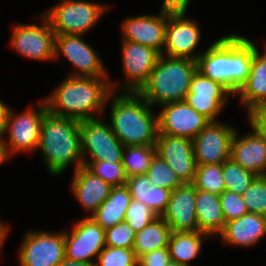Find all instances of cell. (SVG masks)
Listing matches in <instances>:
<instances>
[{
  "instance_id": "obj_1",
  "label": "cell",
  "mask_w": 266,
  "mask_h": 266,
  "mask_svg": "<svg viewBox=\"0 0 266 266\" xmlns=\"http://www.w3.org/2000/svg\"><path fill=\"white\" fill-rule=\"evenodd\" d=\"M116 84L108 77L67 76L45 98L48 111L79 121L99 118L109 102L108 96L116 91Z\"/></svg>"
},
{
  "instance_id": "obj_2",
  "label": "cell",
  "mask_w": 266,
  "mask_h": 266,
  "mask_svg": "<svg viewBox=\"0 0 266 266\" xmlns=\"http://www.w3.org/2000/svg\"><path fill=\"white\" fill-rule=\"evenodd\" d=\"M254 50V42L244 36H222L200 54L198 71L225 85L234 96L247 80Z\"/></svg>"
},
{
  "instance_id": "obj_3",
  "label": "cell",
  "mask_w": 266,
  "mask_h": 266,
  "mask_svg": "<svg viewBox=\"0 0 266 266\" xmlns=\"http://www.w3.org/2000/svg\"><path fill=\"white\" fill-rule=\"evenodd\" d=\"M107 100H111V129L124 146H156L158 115L138 92L112 91Z\"/></svg>"
},
{
  "instance_id": "obj_4",
  "label": "cell",
  "mask_w": 266,
  "mask_h": 266,
  "mask_svg": "<svg viewBox=\"0 0 266 266\" xmlns=\"http://www.w3.org/2000/svg\"><path fill=\"white\" fill-rule=\"evenodd\" d=\"M37 150L42 152L47 171L51 175H60L72 163L76 171L83 166L80 121L48 111L41 124Z\"/></svg>"
},
{
  "instance_id": "obj_5",
  "label": "cell",
  "mask_w": 266,
  "mask_h": 266,
  "mask_svg": "<svg viewBox=\"0 0 266 266\" xmlns=\"http://www.w3.org/2000/svg\"><path fill=\"white\" fill-rule=\"evenodd\" d=\"M198 70L197 61L161 54L148 82L138 92L151 106L184 101Z\"/></svg>"
},
{
  "instance_id": "obj_6",
  "label": "cell",
  "mask_w": 266,
  "mask_h": 266,
  "mask_svg": "<svg viewBox=\"0 0 266 266\" xmlns=\"http://www.w3.org/2000/svg\"><path fill=\"white\" fill-rule=\"evenodd\" d=\"M48 112L45 99L40 100L35 108H28L19 114L8 107L5 115L2 142L5 155L9 160L12 154L37 151L40 141V129L44 115ZM8 133V140L4 134Z\"/></svg>"
},
{
  "instance_id": "obj_7",
  "label": "cell",
  "mask_w": 266,
  "mask_h": 266,
  "mask_svg": "<svg viewBox=\"0 0 266 266\" xmlns=\"http://www.w3.org/2000/svg\"><path fill=\"white\" fill-rule=\"evenodd\" d=\"M107 5L83 0H62L43 14L55 35H84L108 10Z\"/></svg>"
},
{
  "instance_id": "obj_8",
  "label": "cell",
  "mask_w": 266,
  "mask_h": 266,
  "mask_svg": "<svg viewBox=\"0 0 266 266\" xmlns=\"http://www.w3.org/2000/svg\"><path fill=\"white\" fill-rule=\"evenodd\" d=\"M82 160L122 163L124 145L100 117L80 121ZM89 154V157L84 158Z\"/></svg>"
},
{
  "instance_id": "obj_9",
  "label": "cell",
  "mask_w": 266,
  "mask_h": 266,
  "mask_svg": "<svg viewBox=\"0 0 266 266\" xmlns=\"http://www.w3.org/2000/svg\"><path fill=\"white\" fill-rule=\"evenodd\" d=\"M43 26L37 24H17L12 30L10 45L23 57L35 61L55 59L56 35L47 17L42 13Z\"/></svg>"
},
{
  "instance_id": "obj_10",
  "label": "cell",
  "mask_w": 266,
  "mask_h": 266,
  "mask_svg": "<svg viewBox=\"0 0 266 266\" xmlns=\"http://www.w3.org/2000/svg\"><path fill=\"white\" fill-rule=\"evenodd\" d=\"M65 259L64 230L26 233L19 250L20 266H58Z\"/></svg>"
},
{
  "instance_id": "obj_11",
  "label": "cell",
  "mask_w": 266,
  "mask_h": 266,
  "mask_svg": "<svg viewBox=\"0 0 266 266\" xmlns=\"http://www.w3.org/2000/svg\"><path fill=\"white\" fill-rule=\"evenodd\" d=\"M71 231L64 230L65 258L95 264L93 259H97L106 247L105 229L92 217L85 216L74 224Z\"/></svg>"
},
{
  "instance_id": "obj_12",
  "label": "cell",
  "mask_w": 266,
  "mask_h": 266,
  "mask_svg": "<svg viewBox=\"0 0 266 266\" xmlns=\"http://www.w3.org/2000/svg\"><path fill=\"white\" fill-rule=\"evenodd\" d=\"M236 129L228 124L210 121L193 139L197 165L223 164L231 159V143Z\"/></svg>"
},
{
  "instance_id": "obj_13",
  "label": "cell",
  "mask_w": 266,
  "mask_h": 266,
  "mask_svg": "<svg viewBox=\"0 0 266 266\" xmlns=\"http://www.w3.org/2000/svg\"><path fill=\"white\" fill-rule=\"evenodd\" d=\"M82 35H56L55 59L60 53L77 70L68 76L74 77H108L103 61L82 38Z\"/></svg>"
},
{
  "instance_id": "obj_14",
  "label": "cell",
  "mask_w": 266,
  "mask_h": 266,
  "mask_svg": "<svg viewBox=\"0 0 266 266\" xmlns=\"http://www.w3.org/2000/svg\"><path fill=\"white\" fill-rule=\"evenodd\" d=\"M163 106V107H162ZM158 114V133L187 137L195 136L210 122L201 113L189 106L186 101H177L163 104Z\"/></svg>"
},
{
  "instance_id": "obj_15",
  "label": "cell",
  "mask_w": 266,
  "mask_h": 266,
  "mask_svg": "<svg viewBox=\"0 0 266 266\" xmlns=\"http://www.w3.org/2000/svg\"><path fill=\"white\" fill-rule=\"evenodd\" d=\"M121 49L122 68L128 79L123 85L124 91L139 92L148 82L161 53L152 47L126 40H122Z\"/></svg>"
},
{
  "instance_id": "obj_16",
  "label": "cell",
  "mask_w": 266,
  "mask_h": 266,
  "mask_svg": "<svg viewBox=\"0 0 266 266\" xmlns=\"http://www.w3.org/2000/svg\"><path fill=\"white\" fill-rule=\"evenodd\" d=\"M233 93L222 83L196 71L190 83L186 103L210 121H217L228 96Z\"/></svg>"
},
{
  "instance_id": "obj_17",
  "label": "cell",
  "mask_w": 266,
  "mask_h": 266,
  "mask_svg": "<svg viewBox=\"0 0 266 266\" xmlns=\"http://www.w3.org/2000/svg\"><path fill=\"white\" fill-rule=\"evenodd\" d=\"M186 15H168L163 55L190 58L197 61L201 53L195 54L201 40V29L196 20ZM165 53V54H164Z\"/></svg>"
},
{
  "instance_id": "obj_18",
  "label": "cell",
  "mask_w": 266,
  "mask_h": 266,
  "mask_svg": "<svg viewBox=\"0 0 266 266\" xmlns=\"http://www.w3.org/2000/svg\"><path fill=\"white\" fill-rule=\"evenodd\" d=\"M156 149L157 154L174 170L182 183L194 182L197 163L192 139L158 133Z\"/></svg>"
},
{
  "instance_id": "obj_19",
  "label": "cell",
  "mask_w": 266,
  "mask_h": 266,
  "mask_svg": "<svg viewBox=\"0 0 266 266\" xmlns=\"http://www.w3.org/2000/svg\"><path fill=\"white\" fill-rule=\"evenodd\" d=\"M171 232L198 231L196 217V187L183 183L171 192L169 204L161 216Z\"/></svg>"
},
{
  "instance_id": "obj_20",
  "label": "cell",
  "mask_w": 266,
  "mask_h": 266,
  "mask_svg": "<svg viewBox=\"0 0 266 266\" xmlns=\"http://www.w3.org/2000/svg\"><path fill=\"white\" fill-rule=\"evenodd\" d=\"M168 15H138L127 17L121 24L123 40L152 47L161 54L164 51Z\"/></svg>"
},
{
  "instance_id": "obj_21",
  "label": "cell",
  "mask_w": 266,
  "mask_h": 266,
  "mask_svg": "<svg viewBox=\"0 0 266 266\" xmlns=\"http://www.w3.org/2000/svg\"><path fill=\"white\" fill-rule=\"evenodd\" d=\"M250 127L252 132L242 137L236 130L231 143V159L257 176H266V144L262 135Z\"/></svg>"
},
{
  "instance_id": "obj_22",
  "label": "cell",
  "mask_w": 266,
  "mask_h": 266,
  "mask_svg": "<svg viewBox=\"0 0 266 266\" xmlns=\"http://www.w3.org/2000/svg\"><path fill=\"white\" fill-rule=\"evenodd\" d=\"M263 54L255 45L250 73L246 82L233 97L240 96L241 104L247 109V116L256 114L266 105V45Z\"/></svg>"
},
{
  "instance_id": "obj_23",
  "label": "cell",
  "mask_w": 266,
  "mask_h": 266,
  "mask_svg": "<svg viewBox=\"0 0 266 266\" xmlns=\"http://www.w3.org/2000/svg\"><path fill=\"white\" fill-rule=\"evenodd\" d=\"M71 188L74 197L91 217L109 196L112 186L83 165L74 171Z\"/></svg>"
},
{
  "instance_id": "obj_24",
  "label": "cell",
  "mask_w": 266,
  "mask_h": 266,
  "mask_svg": "<svg viewBox=\"0 0 266 266\" xmlns=\"http://www.w3.org/2000/svg\"><path fill=\"white\" fill-rule=\"evenodd\" d=\"M265 235L266 216L248 212L238 219L226 222L220 237L227 245L250 247Z\"/></svg>"
},
{
  "instance_id": "obj_25",
  "label": "cell",
  "mask_w": 266,
  "mask_h": 266,
  "mask_svg": "<svg viewBox=\"0 0 266 266\" xmlns=\"http://www.w3.org/2000/svg\"><path fill=\"white\" fill-rule=\"evenodd\" d=\"M196 217L199 232L218 237L226 223L219 195L196 189Z\"/></svg>"
},
{
  "instance_id": "obj_26",
  "label": "cell",
  "mask_w": 266,
  "mask_h": 266,
  "mask_svg": "<svg viewBox=\"0 0 266 266\" xmlns=\"http://www.w3.org/2000/svg\"><path fill=\"white\" fill-rule=\"evenodd\" d=\"M131 200L130 190L126 185L112 187L109 196L91 217L103 229L113 227L124 221Z\"/></svg>"
},
{
  "instance_id": "obj_27",
  "label": "cell",
  "mask_w": 266,
  "mask_h": 266,
  "mask_svg": "<svg viewBox=\"0 0 266 266\" xmlns=\"http://www.w3.org/2000/svg\"><path fill=\"white\" fill-rule=\"evenodd\" d=\"M206 238L209 236L199 231L171 232L168 244L171 261L191 266L190 262L198 256Z\"/></svg>"
},
{
  "instance_id": "obj_28",
  "label": "cell",
  "mask_w": 266,
  "mask_h": 266,
  "mask_svg": "<svg viewBox=\"0 0 266 266\" xmlns=\"http://www.w3.org/2000/svg\"><path fill=\"white\" fill-rule=\"evenodd\" d=\"M171 229L162 217L155 218L135 235L133 250L137 259L153 250L166 248Z\"/></svg>"
},
{
  "instance_id": "obj_29",
  "label": "cell",
  "mask_w": 266,
  "mask_h": 266,
  "mask_svg": "<svg viewBox=\"0 0 266 266\" xmlns=\"http://www.w3.org/2000/svg\"><path fill=\"white\" fill-rule=\"evenodd\" d=\"M156 154V146H124L122 165L127 178L134 175L146 174Z\"/></svg>"
},
{
  "instance_id": "obj_30",
  "label": "cell",
  "mask_w": 266,
  "mask_h": 266,
  "mask_svg": "<svg viewBox=\"0 0 266 266\" xmlns=\"http://www.w3.org/2000/svg\"><path fill=\"white\" fill-rule=\"evenodd\" d=\"M223 164L197 165L193 184L197 190L221 195L225 191Z\"/></svg>"
},
{
  "instance_id": "obj_31",
  "label": "cell",
  "mask_w": 266,
  "mask_h": 266,
  "mask_svg": "<svg viewBox=\"0 0 266 266\" xmlns=\"http://www.w3.org/2000/svg\"><path fill=\"white\" fill-rule=\"evenodd\" d=\"M223 178L225 190L242 195L257 177L254 173L245 170L232 159L223 163Z\"/></svg>"
},
{
  "instance_id": "obj_32",
  "label": "cell",
  "mask_w": 266,
  "mask_h": 266,
  "mask_svg": "<svg viewBox=\"0 0 266 266\" xmlns=\"http://www.w3.org/2000/svg\"><path fill=\"white\" fill-rule=\"evenodd\" d=\"M83 165L94 175L109 183L112 187L124 186L127 182L122 163H109L99 160H84Z\"/></svg>"
},
{
  "instance_id": "obj_33",
  "label": "cell",
  "mask_w": 266,
  "mask_h": 266,
  "mask_svg": "<svg viewBox=\"0 0 266 266\" xmlns=\"http://www.w3.org/2000/svg\"><path fill=\"white\" fill-rule=\"evenodd\" d=\"M146 174L154 186H160L171 191L183 184L174 170L158 154L152 159Z\"/></svg>"
},
{
  "instance_id": "obj_34",
  "label": "cell",
  "mask_w": 266,
  "mask_h": 266,
  "mask_svg": "<svg viewBox=\"0 0 266 266\" xmlns=\"http://www.w3.org/2000/svg\"><path fill=\"white\" fill-rule=\"evenodd\" d=\"M242 198L248 212L266 216V176H257Z\"/></svg>"
},
{
  "instance_id": "obj_35",
  "label": "cell",
  "mask_w": 266,
  "mask_h": 266,
  "mask_svg": "<svg viewBox=\"0 0 266 266\" xmlns=\"http://www.w3.org/2000/svg\"><path fill=\"white\" fill-rule=\"evenodd\" d=\"M133 249L106 246L98 255L96 266H137Z\"/></svg>"
},
{
  "instance_id": "obj_36",
  "label": "cell",
  "mask_w": 266,
  "mask_h": 266,
  "mask_svg": "<svg viewBox=\"0 0 266 266\" xmlns=\"http://www.w3.org/2000/svg\"><path fill=\"white\" fill-rule=\"evenodd\" d=\"M136 232L124 220L105 229V243L108 247L133 249Z\"/></svg>"
},
{
  "instance_id": "obj_37",
  "label": "cell",
  "mask_w": 266,
  "mask_h": 266,
  "mask_svg": "<svg viewBox=\"0 0 266 266\" xmlns=\"http://www.w3.org/2000/svg\"><path fill=\"white\" fill-rule=\"evenodd\" d=\"M157 217L144 203L132 199L127 208L124 220L137 233Z\"/></svg>"
},
{
  "instance_id": "obj_38",
  "label": "cell",
  "mask_w": 266,
  "mask_h": 266,
  "mask_svg": "<svg viewBox=\"0 0 266 266\" xmlns=\"http://www.w3.org/2000/svg\"><path fill=\"white\" fill-rule=\"evenodd\" d=\"M219 197L225 222L238 219L248 213L242 195L225 190Z\"/></svg>"
},
{
  "instance_id": "obj_39",
  "label": "cell",
  "mask_w": 266,
  "mask_h": 266,
  "mask_svg": "<svg viewBox=\"0 0 266 266\" xmlns=\"http://www.w3.org/2000/svg\"><path fill=\"white\" fill-rule=\"evenodd\" d=\"M153 185L147 174L134 175L127 178L126 186L133 200L140 201L149 207L150 186Z\"/></svg>"
},
{
  "instance_id": "obj_40",
  "label": "cell",
  "mask_w": 266,
  "mask_h": 266,
  "mask_svg": "<svg viewBox=\"0 0 266 266\" xmlns=\"http://www.w3.org/2000/svg\"><path fill=\"white\" fill-rule=\"evenodd\" d=\"M171 190L160 186H150L149 208L161 217L169 204Z\"/></svg>"
},
{
  "instance_id": "obj_41",
  "label": "cell",
  "mask_w": 266,
  "mask_h": 266,
  "mask_svg": "<svg viewBox=\"0 0 266 266\" xmlns=\"http://www.w3.org/2000/svg\"><path fill=\"white\" fill-rule=\"evenodd\" d=\"M171 261L169 248H161L138 258L137 266H167Z\"/></svg>"
},
{
  "instance_id": "obj_42",
  "label": "cell",
  "mask_w": 266,
  "mask_h": 266,
  "mask_svg": "<svg viewBox=\"0 0 266 266\" xmlns=\"http://www.w3.org/2000/svg\"><path fill=\"white\" fill-rule=\"evenodd\" d=\"M190 0H164L161 11L167 15H185Z\"/></svg>"
},
{
  "instance_id": "obj_43",
  "label": "cell",
  "mask_w": 266,
  "mask_h": 266,
  "mask_svg": "<svg viewBox=\"0 0 266 266\" xmlns=\"http://www.w3.org/2000/svg\"><path fill=\"white\" fill-rule=\"evenodd\" d=\"M247 117L249 125L253 126L262 135L266 144V124L256 114H251Z\"/></svg>"
},
{
  "instance_id": "obj_44",
  "label": "cell",
  "mask_w": 266,
  "mask_h": 266,
  "mask_svg": "<svg viewBox=\"0 0 266 266\" xmlns=\"http://www.w3.org/2000/svg\"><path fill=\"white\" fill-rule=\"evenodd\" d=\"M8 109V105H6L2 100H0V137H2V133L4 130L5 123V115Z\"/></svg>"
},
{
  "instance_id": "obj_45",
  "label": "cell",
  "mask_w": 266,
  "mask_h": 266,
  "mask_svg": "<svg viewBox=\"0 0 266 266\" xmlns=\"http://www.w3.org/2000/svg\"><path fill=\"white\" fill-rule=\"evenodd\" d=\"M58 266H96L95 264L72 261L65 258Z\"/></svg>"
},
{
  "instance_id": "obj_46",
  "label": "cell",
  "mask_w": 266,
  "mask_h": 266,
  "mask_svg": "<svg viewBox=\"0 0 266 266\" xmlns=\"http://www.w3.org/2000/svg\"><path fill=\"white\" fill-rule=\"evenodd\" d=\"M6 224L7 223L4 224V222H0V252H1V248L3 246V242H4V240H6L5 238L7 237L8 232H9L8 225H6Z\"/></svg>"
},
{
  "instance_id": "obj_47",
  "label": "cell",
  "mask_w": 266,
  "mask_h": 266,
  "mask_svg": "<svg viewBox=\"0 0 266 266\" xmlns=\"http://www.w3.org/2000/svg\"><path fill=\"white\" fill-rule=\"evenodd\" d=\"M7 159L8 158L5 155L3 142H2V139L0 137V165L3 164V162H6Z\"/></svg>"
},
{
  "instance_id": "obj_48",
  "label": "cell",
  "mask_w": 266,
  "mask_h": 266,
  "mask_svg": "<svg viewBox=\"0 0 266 266\" xmlns=\"http://www.w3.org/2000/svg\"><path fill=\"white\" fill-rule=\"evenodd\" d=\"M256 115L266 124V105H264Z\"/></svg>"
},
{
  "instance_id": "obj_49",
  "label": "cell",
  "mask_w": 266,
  "mask_h": 266,
  "mask_svg": "<svg viewBox=\"0 0 266 266\" xmlns=\"http://www.w3.org/2000/svg\"><path fill=\"white\" fill-rule=\"evenodd\" d=\"M167 266H187L184 264H180L178 262L170 261V263Z\"/></svg>"
}]
</instances>
